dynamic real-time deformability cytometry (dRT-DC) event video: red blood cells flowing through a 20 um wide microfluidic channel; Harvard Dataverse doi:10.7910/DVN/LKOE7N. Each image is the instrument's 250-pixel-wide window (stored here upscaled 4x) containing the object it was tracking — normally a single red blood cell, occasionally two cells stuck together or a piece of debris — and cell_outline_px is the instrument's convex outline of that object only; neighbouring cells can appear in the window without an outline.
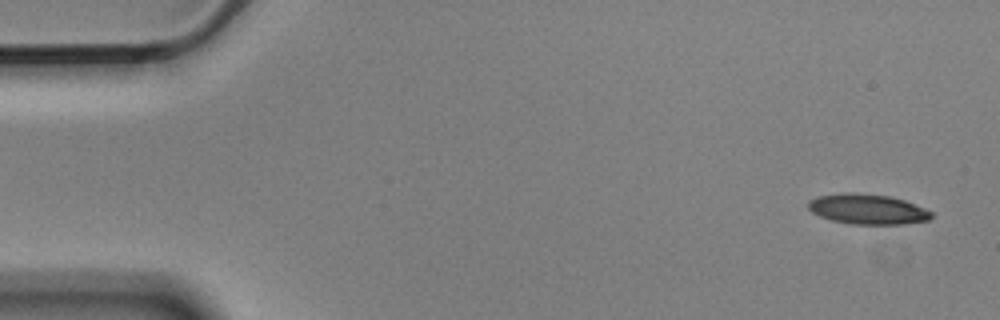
{"species": "Egyptian fruit bat (a non-hibernating species)", "species_latin": "Rousettus aegyptiacus", "temperature_condition": "cold", "stored_images_in_passage": 3, "segment_of_instrument_passage": [2, 2], "camera_frame_rate_fps": 3000, "um_per_image_px": 0.085, "animal": {"sex": "male"}, "frame": {"image": 1, "passage_image": 3, "time_ms": 0.667, "image_size_px": [1000, 320], "cell_outline_px": [[932, 216], [928, 220], [908, 224], [852, 224], [832, 220], [820, 216], [812, 212], [808, 208], [808, 200], [816, 196], [844, 192], [852, 192], [892, 196], [904, 200], [924, 208], [932, 212]], "centroid_in_image_um": [73.73, 17.77], "position_along_channel_um": 11.3, "area_um2": 21.79}}